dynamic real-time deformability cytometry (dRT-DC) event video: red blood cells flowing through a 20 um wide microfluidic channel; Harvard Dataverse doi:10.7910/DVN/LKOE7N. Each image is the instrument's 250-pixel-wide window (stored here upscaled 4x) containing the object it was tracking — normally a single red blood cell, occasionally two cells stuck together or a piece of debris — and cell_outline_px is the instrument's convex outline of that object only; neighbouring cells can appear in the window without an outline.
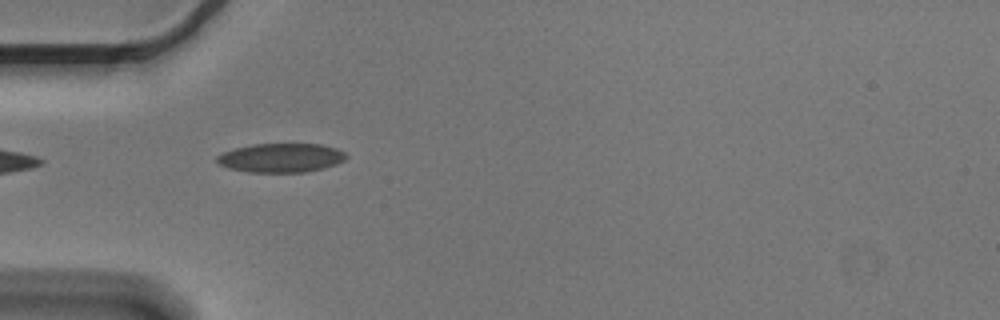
{"species": "Egyptian fruit bat (a non-hibernating species)", "species_latin": "Rousettus aegyptiacus", "temperature_condition": "cold", "stored_images_in_passage": 6, "camera_frame_rate_fps": 3000, "um_per_image_px": 0.085, "animal": {"sex": "male"}, "frame": {"image": 1, "passage_image": 4, "time_ms": 1.0, "image_size_px": [1000, 320], "cell_outline_px": [[348, 156], [344, 160], [336, 164], [324, 168], [304, 172], [248, 172], [228, 168], [220, 164], [216, 160], [216, 156], [224, 152], [236, 148], [252, 144], [320, 144], [336, 148], [344, 152]], "centroid_in_image_um": [23.89, 13.41], "position_along_channel_um": 61.1, "area_um2": 21.79}}
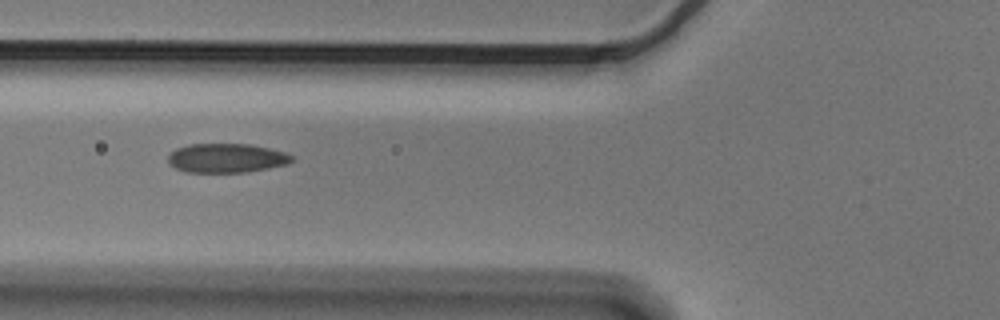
{"frame": {"image": 2, "passage_image": 5, "time_ms": 1.333, "image_size_px": [1000, 320], "cell_outline_px": [[292, 160], [288, 164], [248, 172], [184, 172], [168, 164], [168, 156], [176, 148], [188, 144], [252, 144], [284, 152], [292, 156]], "centroid_in_image_um": [19.22, 13.44], "position_along_channel_um": 106.6, "area_um2": 21.04}}
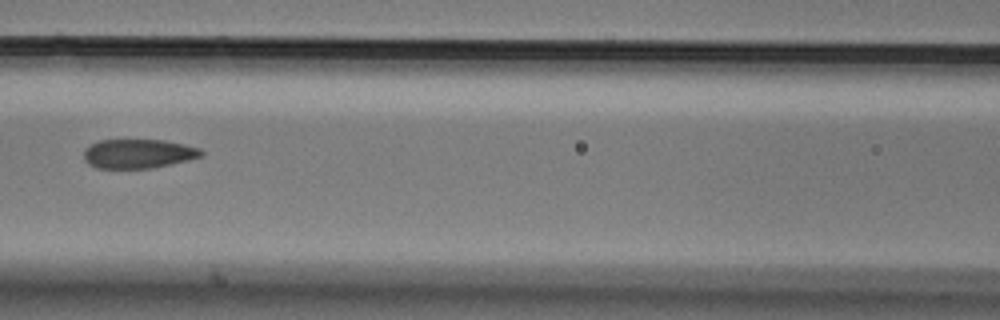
{"frame": {"image": 3, "passage_image": 6, "time_ms": 1.667, "image_size_px": [1000, 320], "cell_outline_px": [[204, 156], [188, 160], [152, 168], [96, 168], [88, 164], [84, 160], [84, 148], [100, 140], [164, 140], [184, 144], [200, 148], [204, 152]], "centroid_in_image_um": [11.76, 13.06], "position_along_channel_um": 154.8, "area_um2": 20.06}}